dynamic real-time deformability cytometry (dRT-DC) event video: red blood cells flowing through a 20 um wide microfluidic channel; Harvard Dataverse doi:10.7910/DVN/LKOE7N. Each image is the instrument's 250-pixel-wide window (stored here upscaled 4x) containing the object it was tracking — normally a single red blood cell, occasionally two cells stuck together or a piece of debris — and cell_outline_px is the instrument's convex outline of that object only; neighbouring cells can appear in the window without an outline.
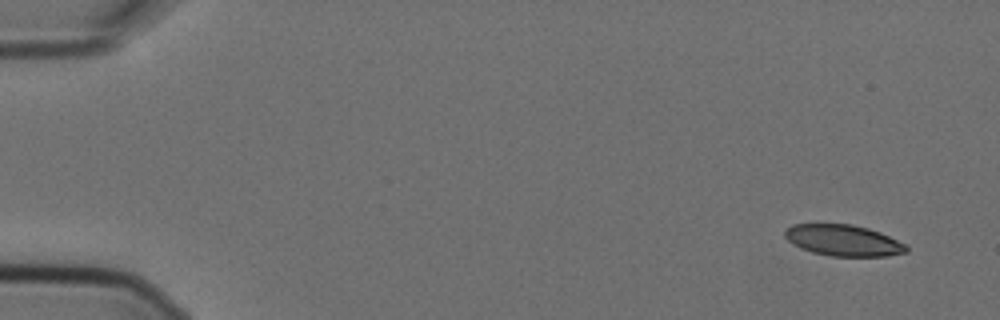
{"species": "Egyptian fruit bat (a non-hibernating species)", "species_latin": "Rousettus aegyptiacus", "temperature_condition": "cold", "stored_images_in_passage": 6, "segment_of_instrument_passage": [1, 2], "camera_frame_rate_fps": 3000, "um_per_image_px": 0.085, "animal": {"sex": "female"}, "frame": {"image": 1, "passage_image": 1, "time_ms": 0.0, "image_size_px": [1000, 320], "cell_outline_px": [[908, 252], [888, 256], [832, 256], [812, 252], [800, 248], [792, 244], [784, 236], [784, 232], [792, 224], [852, 224], [868, 228], [880, 232], [904, 244], [908, 248]], "centroid_in_image_um": [71.67, 20.43], "position_along_channel_um": 13.3, "area_um2": 22.02}}